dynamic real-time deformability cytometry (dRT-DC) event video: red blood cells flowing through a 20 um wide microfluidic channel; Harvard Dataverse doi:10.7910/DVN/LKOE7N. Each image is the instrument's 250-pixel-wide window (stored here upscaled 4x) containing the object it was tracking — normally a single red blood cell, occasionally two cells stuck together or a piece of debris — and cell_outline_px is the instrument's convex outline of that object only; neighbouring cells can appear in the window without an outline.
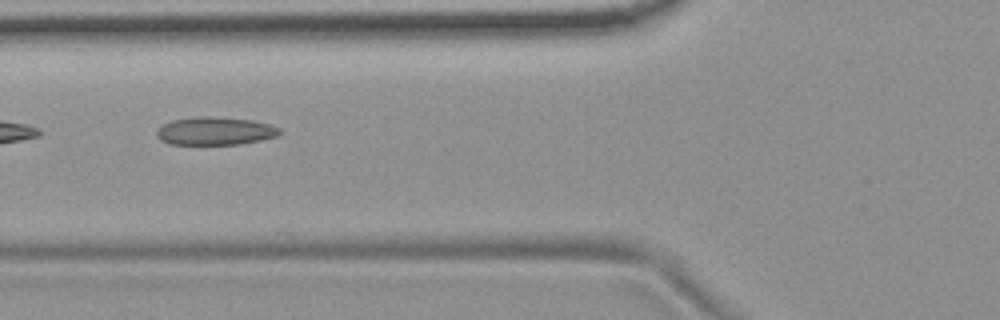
{"species": "common noctule bat (a hibernating species)", "species_latin": "Nyctalus noctula", "temperature_condition": "room temperature", "stored_images_in_passage": 7, "camera_frame_rate_fps": 3000, "um_per_image_px": 0.085, "animal": {"sex": "female", "body_mass_g": 19.9}, "frame": {"image": 1, "passage_image": 2, "time_ms": 0.333, "image_size_px": [1000, 320], "cell_outline_px": [[280, 132], [276, 136], [260, 140], [236, 144], [168, 144], [160, 140], [156, 136], [156, 132], [164, 124], [172, 120], [200, 116], [212, 116], [252, 120], [268, 124], [280, 128]], "centroid_in_image_um": [18.25, 11.13], "position_along_channel_um": 107.5, "area_um2": 19.88}}
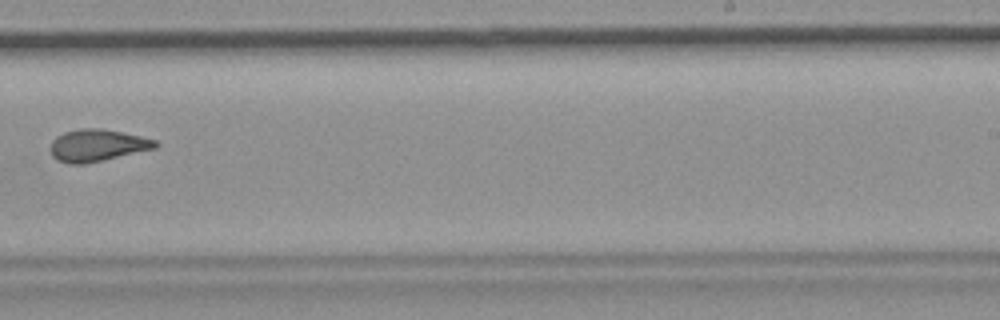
{"frame": {"image": 2, "passage_image": 6, "time_ms": 1.667, "image_size_px": [1000, 320], "cell_outline_px": [[160, 144], [156, 148], [104, 160], [84, 164], [68, 164], [56, 160], [52, 156], [48, 148], [52, 140], [56, 136], [64, 132], [80, 128], [100, 128], [140, 136], [156, 140]], "centroid_in_image_um": [8.22, 12.36], "position_along_channel_um": 280.8, "area_um2": 19.83}}
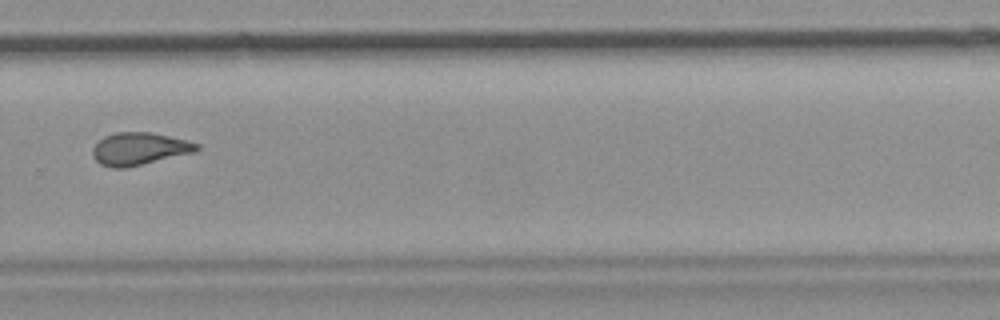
{"frame": {"image": 3, "passage_image": 7, "time_ms": 2.0, "image_size_px": [1000, 320], "cell_outline_px": [[200, 148], [196, 152], [124, 168], [112, 168], [100, 164], [92, 156], [92, 148], [104, 136], [116, 132], [152, 132], [188, 140], [200, 144]], "centroid_in_image_um": [11.86, 12.64], "position_along_channel_um": 317.9, "area_um2": 19.83}}